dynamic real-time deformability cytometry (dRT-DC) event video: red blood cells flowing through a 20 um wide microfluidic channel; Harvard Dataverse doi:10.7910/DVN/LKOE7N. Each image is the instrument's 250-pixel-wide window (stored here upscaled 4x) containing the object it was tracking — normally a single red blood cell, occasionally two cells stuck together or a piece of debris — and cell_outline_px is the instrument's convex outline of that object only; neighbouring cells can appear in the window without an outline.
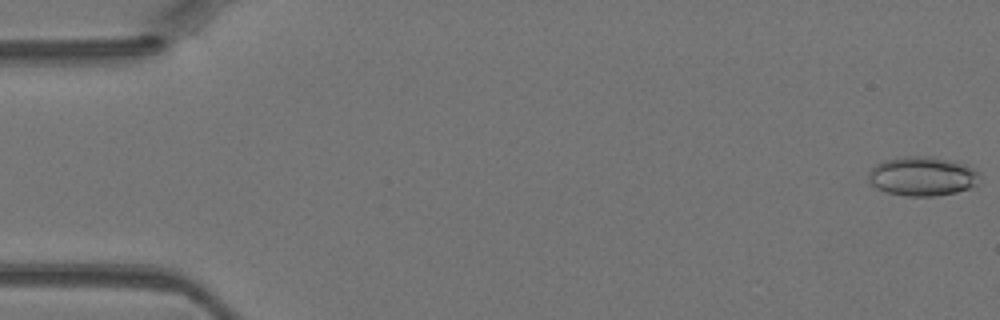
{"species": "Egyptian fruit bat (a non-hibernating species)", "species_latin": "Rousettus aegyptiacus", "temperature_condition": "warm", "stored_images_in_passage": 9, "camera_frame_rate_fps": 3000, "um_per_image_px": 0.085, "animal": {"sex": "female"}, "frame": {"image": 1, "passage_image": 1, "time_ms": 0.0, "image_size_px": [1000, 320], "cell_outline_px": [[980, 176], [976, 184], [968, 188], [956, 192], [936, 196], [908, 196], [888, 192], [876, 188], [868, 180], [868, 172], [876, 164], [884, 160], [904, 156], [928, 156], [956, 160], [972, 168]], "centroid_in_image_um": [78.38, 14.97], "position_along_channel_um": 6.6, "area_um2": 25.43}}